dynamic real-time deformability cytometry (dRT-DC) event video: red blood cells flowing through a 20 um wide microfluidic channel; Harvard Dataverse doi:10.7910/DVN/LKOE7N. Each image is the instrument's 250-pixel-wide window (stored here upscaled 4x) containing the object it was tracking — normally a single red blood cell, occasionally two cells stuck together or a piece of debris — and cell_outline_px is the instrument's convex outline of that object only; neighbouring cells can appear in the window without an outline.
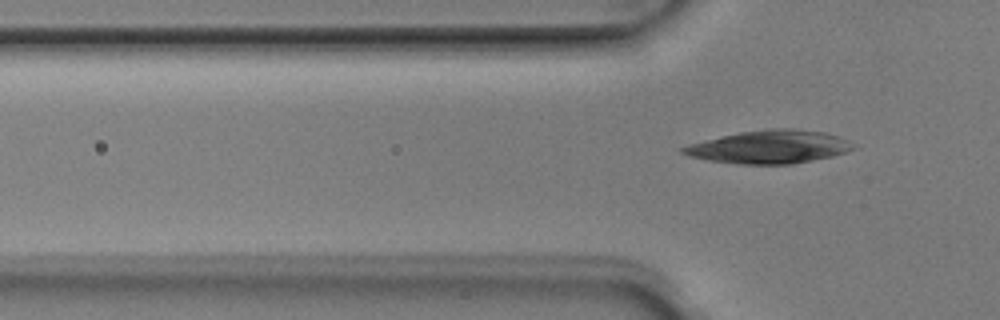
{"species": "Egyptian fruit bat (a non-hibernating species)", "species_latin": "Rousettus aegyptiacus", "temperature_condition": "room temperature", "stored_images_in_passage": 2, "camera_frame_rate_fps": 3000, "um_per_image_px": 0.085, "animal": {"sex": "male"}, "frame": {"image": 1, "passage_image": 2, "time_ms": 0.333, "image_size_px": [1000, 320], "cell_outline_px": [[860, 148], [832, 156], [792, 164], [740, 164], [708, 160], [688, 156], [680, 152], [680, 148], [688, 144], [704, 140], [740, 132], [768, 128], [792, 128], [824, 132], [840, 136], [856, 144]], "centroid_in_image_um": [65.44, 12.48], "position_along_channel_um": 60.4, "area_um2": 33.12}}